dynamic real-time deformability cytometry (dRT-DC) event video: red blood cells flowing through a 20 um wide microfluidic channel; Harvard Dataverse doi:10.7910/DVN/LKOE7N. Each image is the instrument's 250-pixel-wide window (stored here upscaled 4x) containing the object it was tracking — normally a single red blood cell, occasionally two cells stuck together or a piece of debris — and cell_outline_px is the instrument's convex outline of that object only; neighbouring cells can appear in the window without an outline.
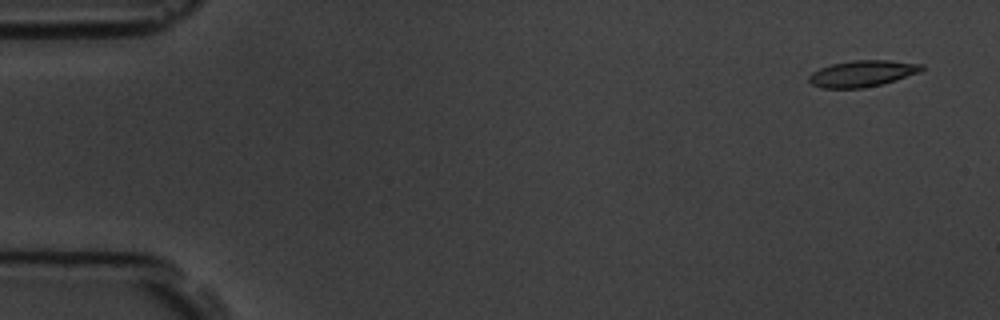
{"species": "common noctule bat (a hibernating species)", "species_latin": "Nyctalus noctula", "temperature_condition": "room temperature", "stored_images_in_passage": 5, "camera_frame_rate_fps": 3000, "um_per_image_px": 0.085, "animal": {"sex": "male", "body_mass_g": 19.5, "forearm_length_mm": 54.6}, "frame": {"image": 1, "passage_image": 1, "time_ms": 0.0, "image_size_px": [1000, 320], "cell_outline_px": [[924, 68], [920, 72], [896, 80], [864, 88], [820, 88], [812, 84], [808, 80], [808, 76], [812, 72], [820, 68], [832, 64], [852, 60], [888, 60], [924, 64]], "centroid_in_image_um": [73.29, 6.25], "position_along_channel_um": 11.7, "area_um2": 17.34}}
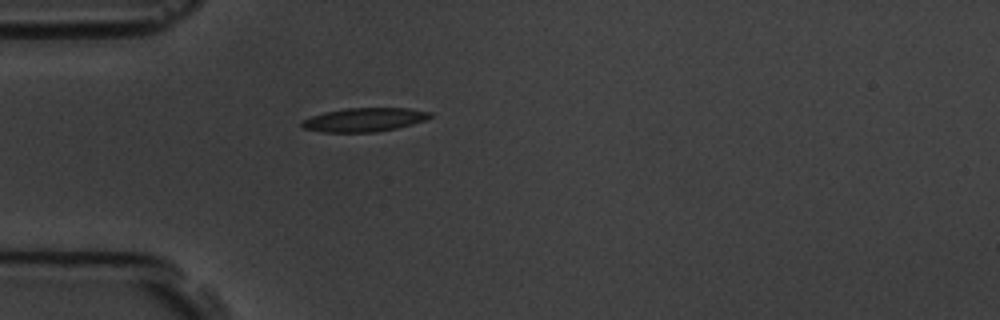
{"frame": {"image": 2, "passage_image": 5, "time_ms": 4.333, "image_size_px": [1000, 320], "cell_outline_px": [[432, 116], [424, 120], [412, 124], [396, 128], [376, 132], [324, 132], [304, 128], [300, 124], [304, 120], [312, 116], [324, 112], [348, 108], [408, 108], [432, 112]], "centroid_in_image_um": [30.99, 10.17], "position_along_channel_um": 54.0, "area_um2": 17.57}}